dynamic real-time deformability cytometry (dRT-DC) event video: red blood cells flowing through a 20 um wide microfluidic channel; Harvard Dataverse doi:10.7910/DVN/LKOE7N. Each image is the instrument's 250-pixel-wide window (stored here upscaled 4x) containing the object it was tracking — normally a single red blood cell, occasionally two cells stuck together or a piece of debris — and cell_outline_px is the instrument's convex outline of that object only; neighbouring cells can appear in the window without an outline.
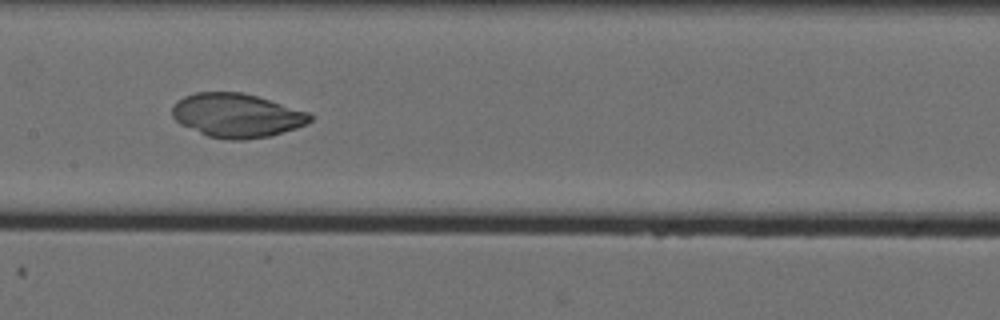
{"species": "Egyptian fruit bat (a non-hibernating species)", "species_latin": "Rousettus aegyptiacus", "temperature_condition": "cold", "stored_images_in_passage": 61, "camera_frame_rate_fps": 3000, "um_per_image_px": 0.085, "animal": {"sex": "female"}, "frame": {"image": 1, "passage_image": 35, "time_ms": 11.333, "image_size_px": [1000, 320], "cell_outline_px": [[312, 120], [308, 124], [296, 128], [268, 136], [244, 140], [232, 140], [208, 136], [180, 124], [172, 116], [172, 108], [176, 100], [184, 96], [196, 92], [240, 92], [256, 96], [308, 112], [312, 116]], "centroid_in_image_um": [20.1, 9.81], "position_along_channel_um": 187.3, "area_um2": 35.08}}
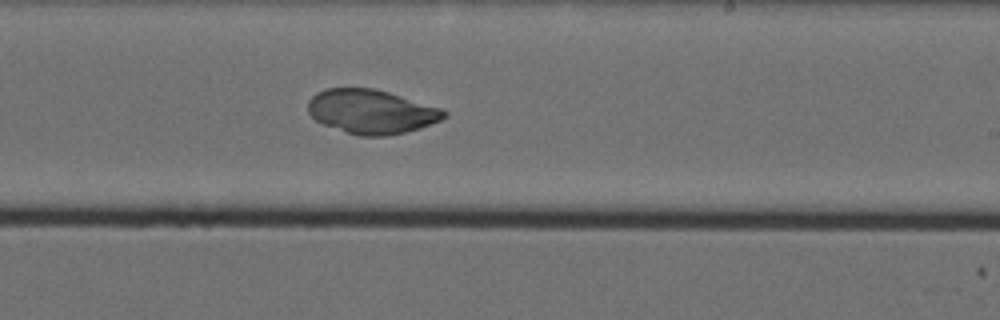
{"frame": {"image": 2, "passage_image": 41, "time_ms": 13.333, "image_size_px": [1000, 320], "cell_outline_px": [[448, 116], [440, 120], [420, 128], [404, 132], [384, 136], [360, 136], [324, 124], [316, 120], [308, 112], [308, 100], [316, 92], [324, 88], [376, 88], [444, 108], [448, 112]], "centroid_in_image_um": [31.6, 9.46], "position_along_channel_um": 257.4, "area_um2": 35.14}}
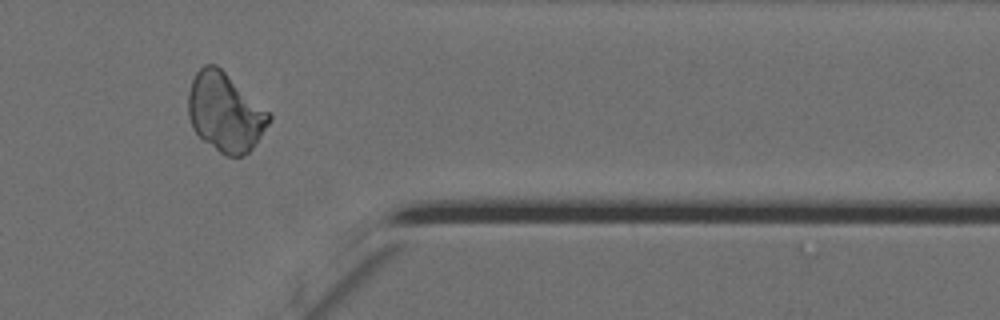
{"frame": {"image": 3, "passage_image": 53, "time_ms": 17.333, "image_size_px": [1000, 320], "cell_outline_px": [[272, 120], [252, 148], [248, 152], [240, 156], [228, 156], [220, 152], [204, 140], [192, 128], [188, 116], [188, 92], [192, 80], [196, 72], [204, 64], [216, 64], [268, 112], [272, 116]], "centroid_in_image_um": [19.11, 9.54], "position_along_channel_um": 392.3, "area_um2": 36.53}}